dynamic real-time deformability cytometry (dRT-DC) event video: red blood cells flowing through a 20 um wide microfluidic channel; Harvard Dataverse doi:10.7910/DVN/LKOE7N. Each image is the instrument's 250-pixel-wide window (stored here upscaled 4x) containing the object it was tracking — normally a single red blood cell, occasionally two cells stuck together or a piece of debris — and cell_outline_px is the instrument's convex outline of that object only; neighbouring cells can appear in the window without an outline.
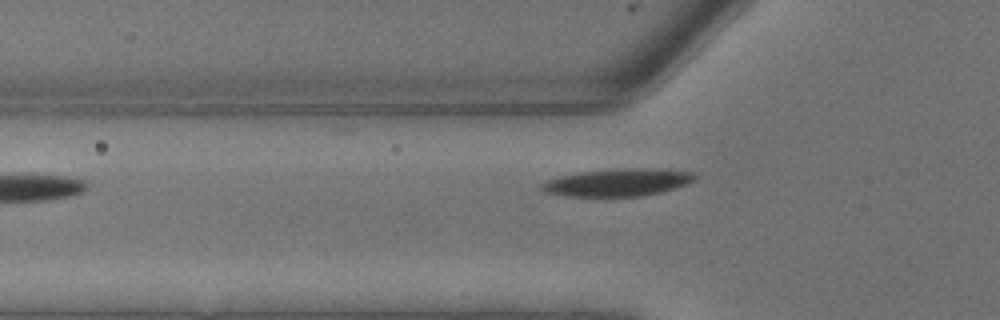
{"species": "common noctule bat (a hibernating species)", "species_latin": "Nyctalus noctula", "temperature_condition": "warm", "stored_images_in_passage": 5, "camera_frame_rate_fps": 3000, "um_per_image_px": 0.085, "animal": {"sex": "male", "body_mass_g": 13.3}, "frame": {"image": 1, "passage_image": 5, "time_ms": 1.333, "image_size_px": [1000, 320], "cell_outline_px": [[696, 180], [688, 184], [660, 192], [644, 196], [564, 196], [544, 192], [540, 188], [540, 184], [548, 180], [560, 176], [580, 172], [660, 168], [664, 168], [696, 172]], "centroid_in_image_um": [52.57, 15.52], "position_along_channel_um": 73.2, "area_um2": 24.28}}